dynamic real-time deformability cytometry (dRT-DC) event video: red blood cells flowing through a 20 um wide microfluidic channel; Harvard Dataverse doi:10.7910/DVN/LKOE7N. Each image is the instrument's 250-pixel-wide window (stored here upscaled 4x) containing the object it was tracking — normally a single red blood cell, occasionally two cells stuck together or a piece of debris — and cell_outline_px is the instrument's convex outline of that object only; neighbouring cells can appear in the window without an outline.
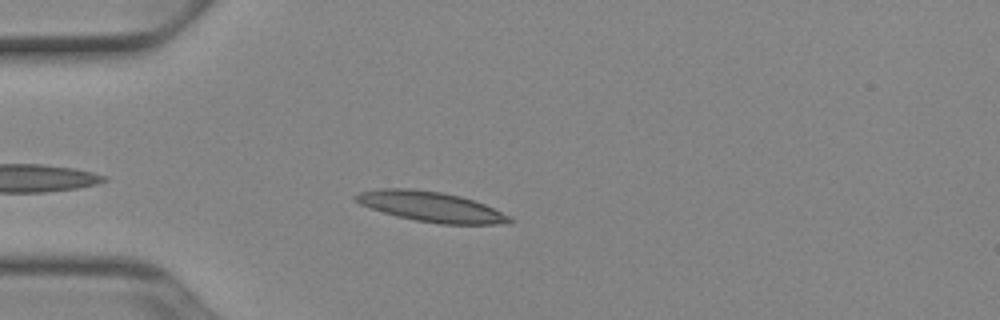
{"species": "Egyptian fruit bat (a non-hibernating species)", "species_latin": "Rousettus aegyptiacus", "temperature_condition": "cold", "stored_images_in_passage": 41, "camera_frame_rate_fps": 3000, "um_per_image_px": 0.085, "animal": {"sex": "female"}, "frame": {"image": 1, "passage_image": 6, "time_ms": 1.667, "image_size_px": [1000, 320], "cell_outline_px": [[516, 220], [508, 224], [440, 224], [416, 220], [396, 216], [360, 204], [352, 196], [360, 192], [380, 188], [412, 188], [440, 192], [460, 196], [484, 204], [512, 216]], "centroid_in_image_um": [36.68, 17.57], "position_along_channel_um": 48.3, "area_um2": 26.99}}
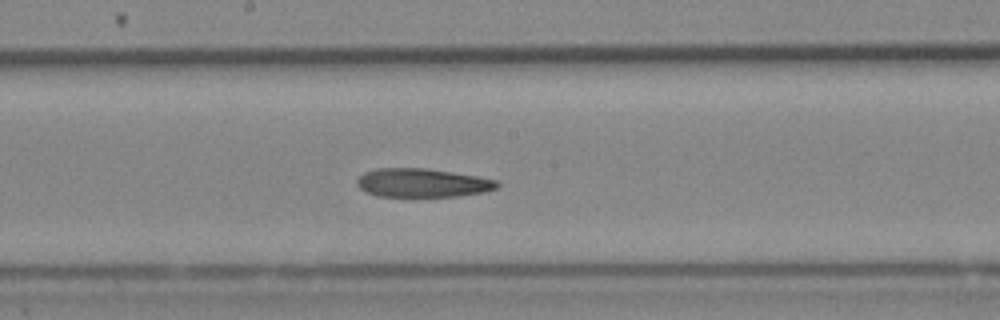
{"frame": {"image": 2, "passage_image": 20, "time_ms": 6.333, "image_size_px": [1000, 320], "cell_outline_px": [[500, 184], [496, 188], [484, 192], [456, 196], [376, 196], [360, 188], [356, 184], [356, 180], [364, 172], [376, 168], [428, 168], [476, 176], [496, 180]], "centroid_in_image_um": [35.88, 15.53], "position_along_channel_um": 212.3, "area_um2": 23.29}}
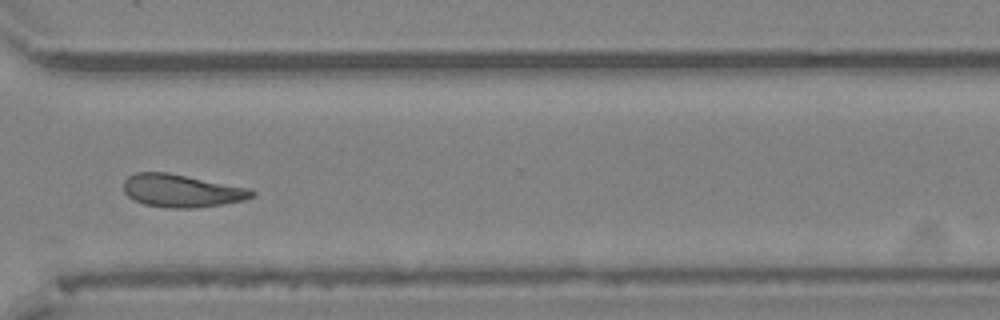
{"frame": {"image": 3, "passage_image": 31, "time_ms": 10.0, "image_size_px": [1000, 320], "cell_outline_px": [[256, 196], [244, 200], [224, 204], [192, 208], [168, 208], [144, 204], [132, 200], [124, 192], [124, 180], [128, 176], [136, 172], [168, 172], [248, 188], [256, 192]], "centroid_in_image_um": [15.43, 16.22], "position_along_channel_um": 355.2, "area_um2": 24.62}, "authors_computed_cell_mechanics": {"area_um2": 24.3338, "velocity_mm_per_s": 3.8843, "shape_relaxation_time_tau1_ms": null, "shape_relaxation_time_tau2_ms": 5.0641, "deformation_change_tau1": null, "deformation_change_tau2": 0.1301}}